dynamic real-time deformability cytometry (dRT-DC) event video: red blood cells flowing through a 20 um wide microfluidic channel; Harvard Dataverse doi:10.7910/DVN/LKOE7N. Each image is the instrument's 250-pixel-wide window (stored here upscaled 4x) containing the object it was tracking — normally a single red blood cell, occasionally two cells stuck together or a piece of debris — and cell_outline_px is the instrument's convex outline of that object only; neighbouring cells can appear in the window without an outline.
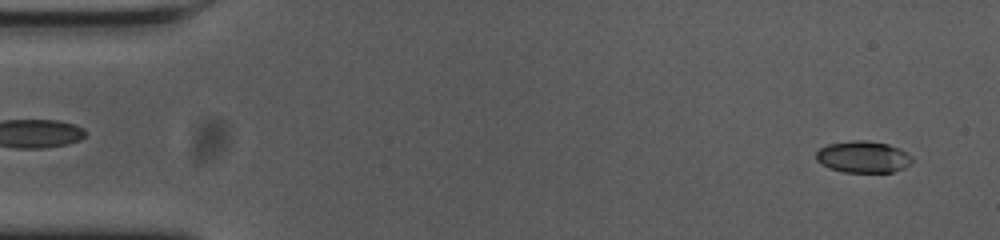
{"species": "common noctule bat (a hibernating species)", "species_latin": "Nyctalus noctula", "temperature_condition": "cold", "stored_images_in_passage": 55, "camera_frame_rate_fps": 3000, "um_per_image_px": 0.085, "animal": {"sex": "female", "body_mass_g": 23.0, "forearm_length_mm": 53.4}, "frame": {"image": 1, "passage_image": 3, "time_ms": 0.667, "image_size_px": [1000, 240], "cell_outline_px": [[912, 164], [904, 168], [892, 172], [844, 172], [828, 168], [816, 160], [816, 152], [820, 148], [828, 144], [856, 140], [860, 140], [888, 144], [912, 156]], "centroid_in_image_um": [73.35, 13.35], "position_along_channel_um": 11.7, "area_um2": 17.57}}
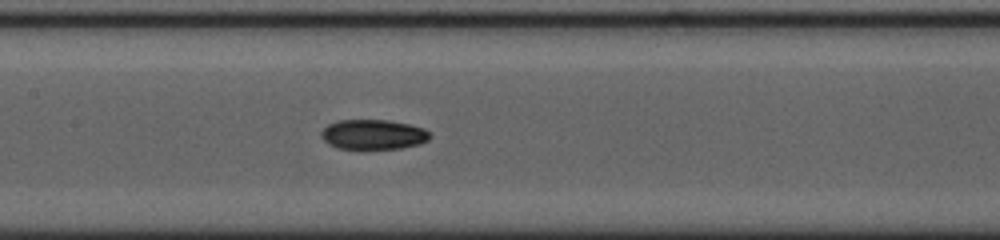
{"frame": {"image": 2, "passage_image": 26, "time_ms": 8.333, "image_size_px": [1000, 240], "cell_outline_px": [[432, 136], [428, 140], [416, 144], [400, 148], [340, 148], [328, 144], [320, 136], [320, 132], [328, 124], [340, 120], [388, 120], [408, 124], [424, 128]], "centroid_in_image_um": [31.7, 11.41], "position_along_channel_um": 175.7, "area_um2": 18.67}}
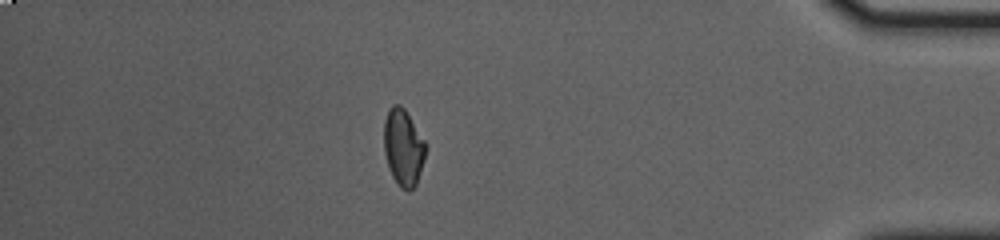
{"frame": {"image": 3, "passage_image": 48, "time_ms": 15.667, "image_size_px": [1000, 240], "cell_outline_px": [[428, 148], [416, 184], [408, 192], [400, 188], [396, 184], [392, 176], [384, 152], [384, 120], [392, 104], [400, 104], [404, 108], [428, 144]], "centroid_in_image_um": [34.3, 12.53], "position_along_channel_um": 400.9, "area_um2": 18.9}, "authors_computed_cell_mechanics": {"area_um2": 18.3226, "velocity_mm_per_s": 3.6776, "shape_relaxation_time_tau1_ms": null, "shape_relaxation_time_tau2_ms": 2.9744, "deformation_change_tau1": null, "deformation_change_tau2": 0.0662}}